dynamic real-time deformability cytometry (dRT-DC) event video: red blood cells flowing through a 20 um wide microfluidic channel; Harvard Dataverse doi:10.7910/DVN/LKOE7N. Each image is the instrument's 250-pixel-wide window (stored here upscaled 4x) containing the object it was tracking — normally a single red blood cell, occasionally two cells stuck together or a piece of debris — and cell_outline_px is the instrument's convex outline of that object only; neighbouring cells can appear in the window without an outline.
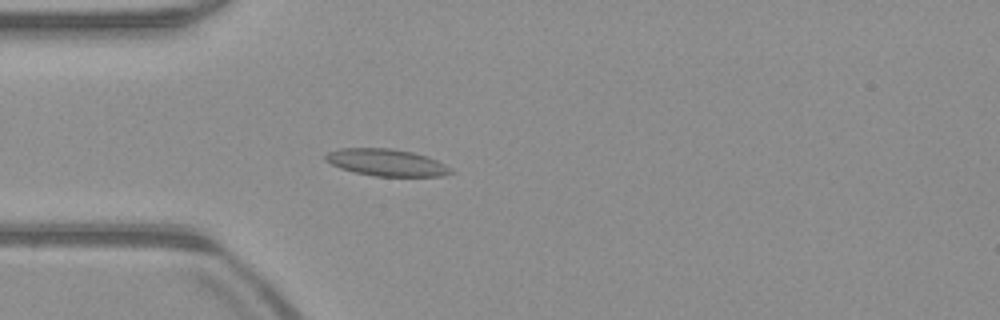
{"species": "common noctule bat (a hibernating species)", "species_latin": "Nyctalus noctula", "temperature_condition": "warm", "stored_images_in_passage": 51, "camera_frame_rate_fps": 3000, "um_per_image_px": 0.085, "animal": {"sex": "male", "body_mass_g": 23.1, "forearm_length_mm": 52.7}, "frame": {"image": 1, "passage_image": 14, "time_ms": 4.333, "image_size_px": [1000, 320], "cell_outline_px": [[456, 172], [440, 176], [376, 176], [356, 172], [340, 168], [324, 160], [324, 156], [328, 152], [340, 148], [392, 148], [412, 152], [428, 156], [452, 168]], "centroid_in_image_um": [32.87, 13.81], "position_along_channel_um": 52.1, "area_um2": 19.71}}
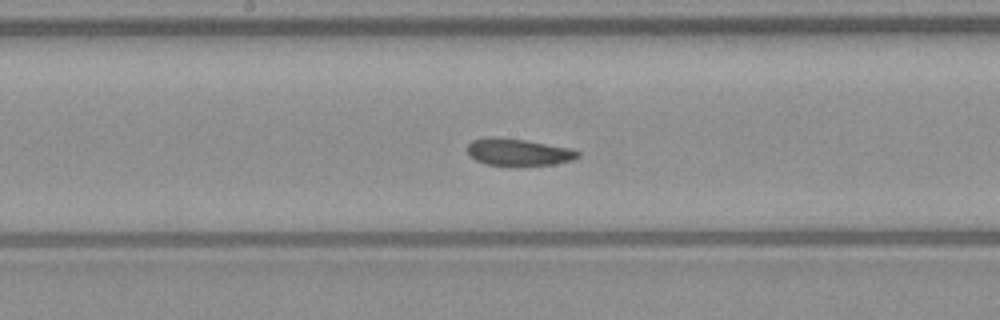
{"frame": {"image": 2, "passage_image": 26, "time_ms": 8.333, "image_size_px": [1000, 320], "cell_outline_px": [[580, 156], [572, 160], [552, 164], [484, 164], [476, 160], [468, 152], [468, 144], [472, 140], [484, 136], [496, 136], [524, 140], [572, 148], [580, 152]], "centroid_in_image_um": [44.05, 12.89], "position_along_channel_um": 204.2, "area_um2": 17.11}}
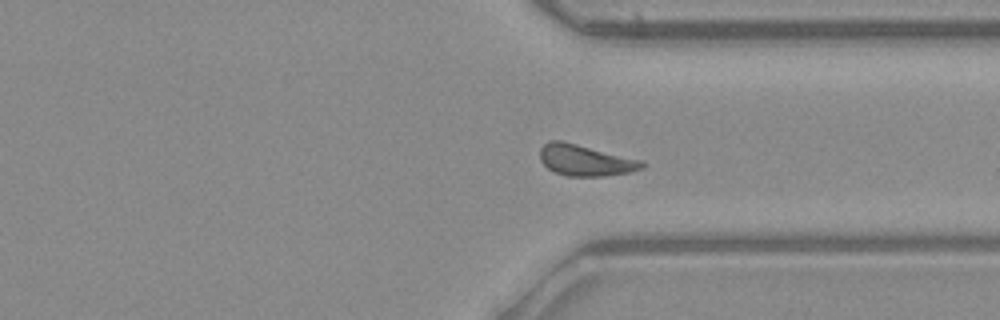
{"frame": {"image": 3, "passage_image": 38, "time_ms": 12.333, "image_size_px": [1000, 320], "cell_outline_px": [[644, 168], [632, 172], [604, 176], [568, 176], [556, 172], [548, 168], [540, 160], [540, 148], [548, 140], [564, 140], [644, 160]], "centroid_in_image_um": [49.79, 13.6], "position_along_channel_um": 361.6, "area_um2": 18.9}, "authors_computed_cell_mechanics": {"area_um2": 18.2648, "velocity_mm_per_s": 3.9464, "shape_relaxation_time_tau1_ms": 2.9162, "shape_relaxation_time_tau2_ms": 1.223, "deformation_change_tau1": 0.0852, "deformation_change_tau2": 0.0676}}